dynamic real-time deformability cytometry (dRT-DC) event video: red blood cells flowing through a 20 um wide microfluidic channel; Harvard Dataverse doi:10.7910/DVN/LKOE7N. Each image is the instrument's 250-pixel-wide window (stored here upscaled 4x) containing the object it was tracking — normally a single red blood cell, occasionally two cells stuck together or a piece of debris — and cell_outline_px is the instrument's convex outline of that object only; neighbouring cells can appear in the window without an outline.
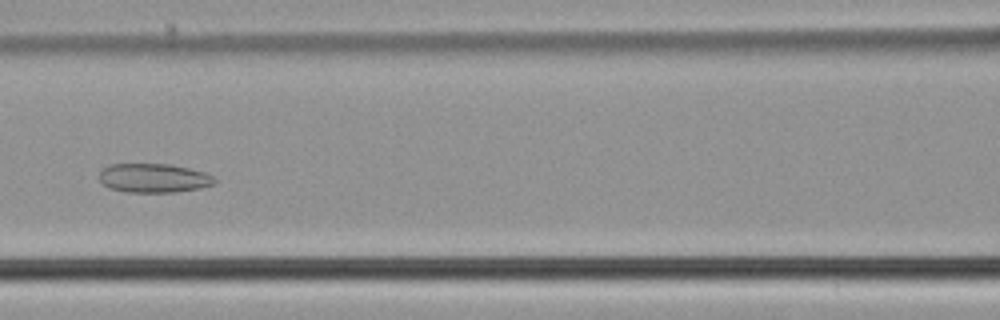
{"species": "common noctule bat (a hibernating species)", "species_latin": "Nyctalus noctula", "temperature_condition": "cold", "stored_images_in_passage": 56, "camera_frame_rate_fps": 3000, "um_per_image_px": 0.085, "animal": {"sex": "male", "body_mass_g": 21.5, "forearm_length_mm": 52.0}, "frame": {"image": 1, "passage_image": 26, "time_ms": 8.333, "image_size_px": [1000, 320], "cell_outline_px": [[216, 180], [212, 184], [200, 188], [176, 192], [128, 192], [108, 188], [100, 180], [100, 172], [108, 164], [168, 164], [188, 168], [204, 172], [212, 176]], "centroid_in_image_um": [13.04, 15.13], "position_along_channel_um": 153.6, "area_um2": 19.36}}
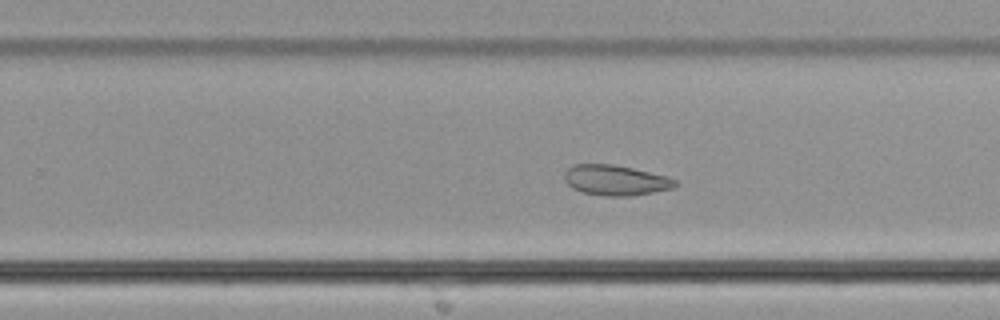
{"frame": {"image": 2, "passage_image": 36, "time_ms": 11.667, "image_size_px": [1000, 320], "cell_outline_px": [[676, 184], [672, 188], [632, 196], [604, 196], [584, 192], [572, 188], [564, 180], [564, 172], [572, 164], [612, 164], [632, 168], [664, 176], [676, 180]], "centroid_in_image_um": [52.26, 15.32], "position_along_channel_um": 277.5, "area_um2": 19.36}}
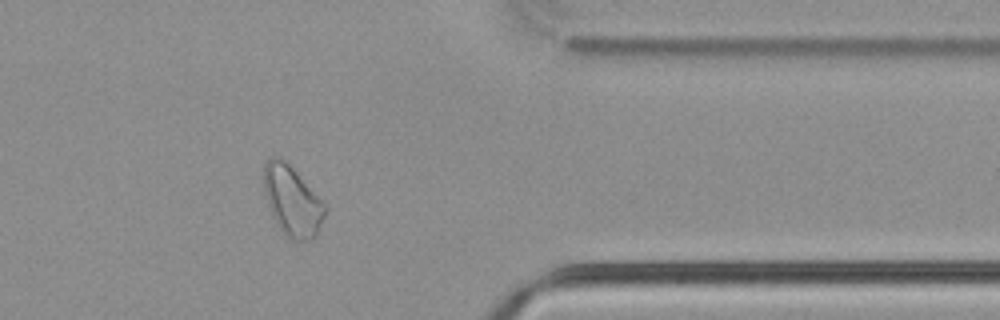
{"frame": {"image": 3, "passage_image": 46, "time_ms": 15.0, "image_size_px": [1000, 320], "cell_outline_px": [[328, 208], [316, 236], [312, 240], [292, 240], [284, 236], [280, 232], [272, 216], [264, 192], [264, 164], [268, 156], [276, 156], [284, 160], [296, 172]], "centroid_in_image_um": [24.82, 17.11], "position_along_channel_um": 386.6, "area_um2": 24.97}, "authors_computed_cell_mechanics": {"area_um2": 26.1545, "velocity_mm_per_s": 3.7278, "shape_relaxation_time_tau1_ms": null, "shape_relaxation_time_tau2_ms": 3.5324, "deformation_change_tau1": null, "deformation_change_tau2": 0.0748}}